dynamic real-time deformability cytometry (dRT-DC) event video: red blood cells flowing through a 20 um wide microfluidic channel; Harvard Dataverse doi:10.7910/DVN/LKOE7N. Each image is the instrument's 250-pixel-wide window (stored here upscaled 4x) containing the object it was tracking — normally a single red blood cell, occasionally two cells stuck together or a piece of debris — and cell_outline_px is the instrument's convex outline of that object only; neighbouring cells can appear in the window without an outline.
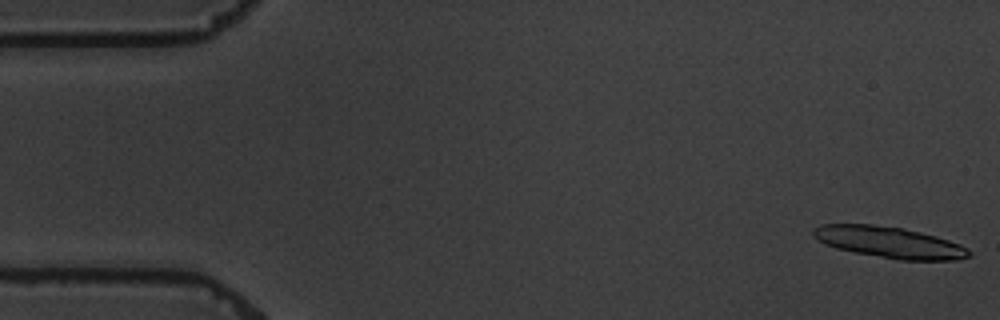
{"species": "common noctule bat (a hibernating species)", "species_latin": "Nyctalus noctula", "temperature_condition": "warm", "stored_images_in_passage": 4, "camera_frame_rate_fps": 3000, "um_per_image_px": 0.085, "animal": {"sex": "male", "body_mass_g": 19.5, "forearm_length_mm": 54.6}, "frame": {"image": 1, "passage_image": 1, "time_ms": 0.0, "image_size_px": [1000, 320], "cell_outline_px": [[972, 256], [956, 260], [900, 260], [856, 252], [836, 248], [824, 244], [812, 236], [812, 228], [820, 224], [872, 224], [900, 228], [920, 232], [936, 236], [960, 244], [968, 248], [972, 252]], "centroid_in_image_um": [75.59, 20.59], "position_along_channel_um": 9.4, "area_um2": 28.38}}